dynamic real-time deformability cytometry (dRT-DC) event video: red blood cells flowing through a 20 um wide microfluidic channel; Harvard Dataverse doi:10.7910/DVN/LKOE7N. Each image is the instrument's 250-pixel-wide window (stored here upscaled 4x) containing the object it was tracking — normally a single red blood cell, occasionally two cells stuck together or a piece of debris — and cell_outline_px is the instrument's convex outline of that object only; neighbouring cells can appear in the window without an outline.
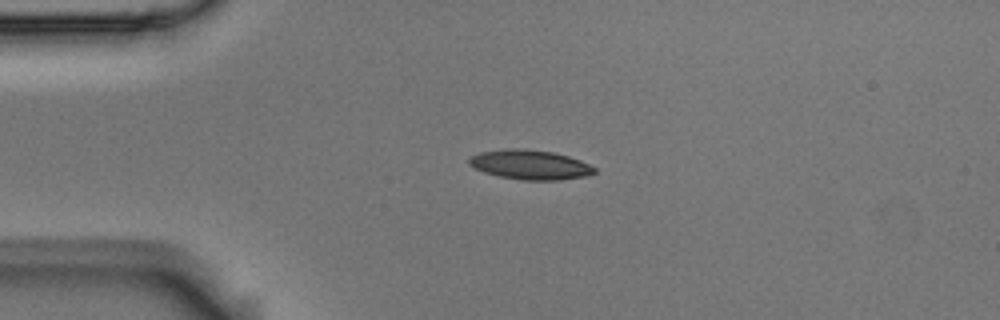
{"species": "Egyptian fruit bat (a non-hibernating species)", "species_latin": "Rousettus aegyptiacus", "temperature_condition": "room temperature", "stored_images_in_passage": 1, "camera_frame_rate_fps": 3000, "um_per_image_px": 0.085, "animal": {"sex": "male"}, "frame": {"image": 1, "passage_image": 1, "time_ms": 0.0, "image_size_px": [1000, 320], "cell_outline_px": [[596, 172], [588, 176], [560, 180], [524, 180], [500, 176], [484, 172], [472, 168], [468, 164], [468, 160], [472, 156], [480, 152], [504, 148], [520, 148], [552, 152], [568, 156], [580, 160], [596, 168]], "centroid_in_image_um": [45.05, 14.0], "position_along_channel_um": 40.0, "area_um2": 21.68}}